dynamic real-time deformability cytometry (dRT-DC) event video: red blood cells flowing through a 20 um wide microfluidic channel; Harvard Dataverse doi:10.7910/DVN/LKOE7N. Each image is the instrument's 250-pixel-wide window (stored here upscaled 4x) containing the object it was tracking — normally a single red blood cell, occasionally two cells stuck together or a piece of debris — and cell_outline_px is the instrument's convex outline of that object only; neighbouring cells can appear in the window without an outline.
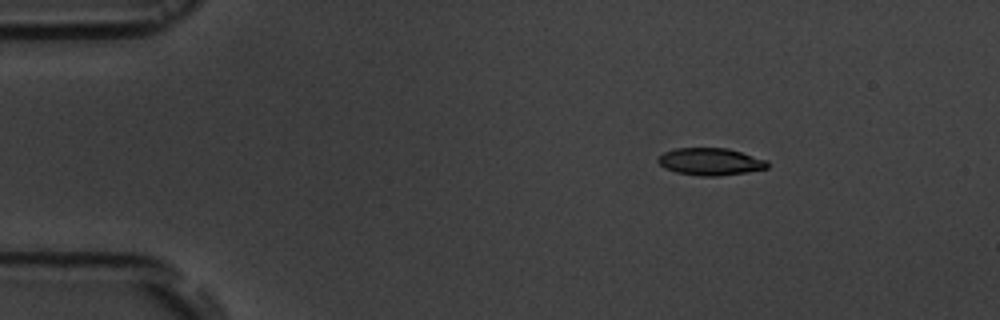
{"species": "common noctule bat (a hibernating species)", "species_latin": "Nyctalus noctula", "temperature_condition": "room temperature", "stored_images_in_passage": 10, "camera_frame_rate_fps": 3000, "um_per_image_px": 0.085, "animal": {"sex": "male", "body_mass_g": 19.5, "forearm_length_mm": 54.6}, "frame": {"image": 1, "passage_image": 1, "time_ms": 0.0, "image_size_px": [1000, 320], "cell_outline_px": [[768, 168], [744, 172], [716, 176], [704, 176], [676, 172], [664, 168], [656, 160], [664, 152], [676, 148], [728, 148], [768, 160]], "centroid_in_image_um": [60.38, 13.73], "position_along_channel_um": 24.6, "area_um2": 17.22}}
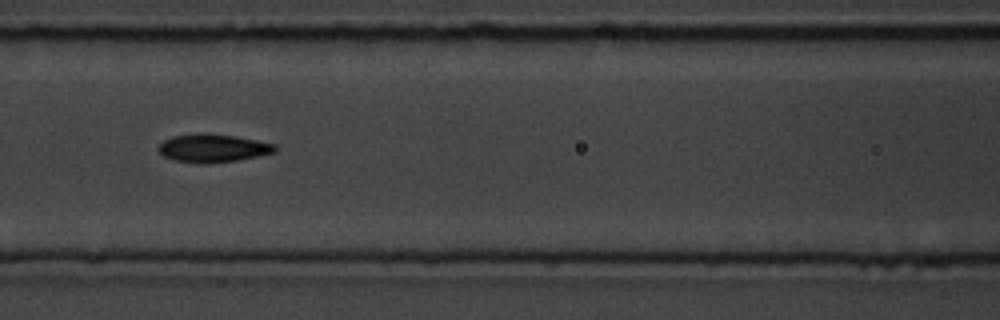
{"frame": {"image": 2, "passage_image": 6, "time_ms": 5.333, "image_size_px": [1000, 320], "cell_outline_px": [[276, 152], [236, 160], [208, 164], [176, 160], [164, 156], [156, 148], [164, 140], [172, 136], [196, 132], [204, 132], [236, 136], [276, 144]], "centroid_in_image_um": [18.08, 12.57], "position_along_channel_um": 148.5, "area_um2": 19.19}}
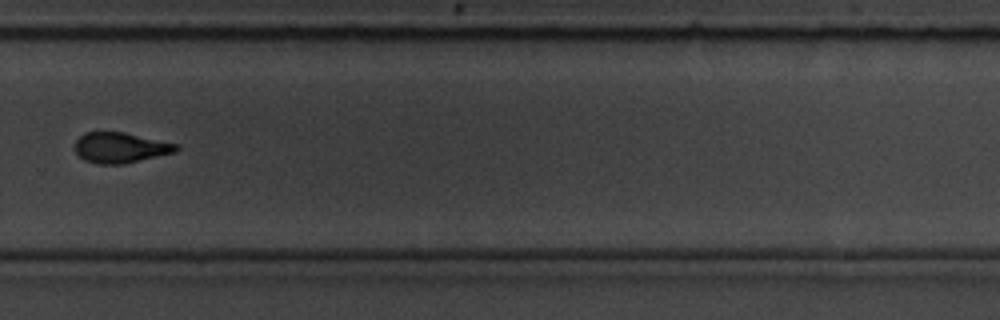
{"frame": {"image": 3, "passage_image": 10, "time_ms": 10.0, "image_size_px": [1000, 320], "cell_outline_px": [[180, 148], [176, 152], [124, 164], [96, 164], [84, 160], [76, 152], [76, 140], [84, 132], [124, 132], [176, 144]], "centroid_in_image_um": [10.22, 12.56], "position_along_channel_um": 319.6, "area_um2": 17.86}}